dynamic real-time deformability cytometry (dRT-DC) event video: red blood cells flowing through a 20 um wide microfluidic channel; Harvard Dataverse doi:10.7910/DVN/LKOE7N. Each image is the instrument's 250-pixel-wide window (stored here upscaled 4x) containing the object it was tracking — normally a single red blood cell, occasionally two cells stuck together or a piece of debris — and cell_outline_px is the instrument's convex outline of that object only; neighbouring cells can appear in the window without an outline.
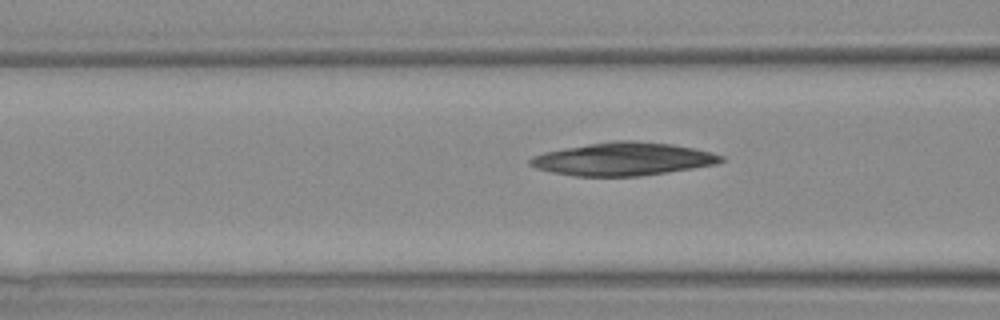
{"species": "Egyptian fruit bat (a non-hibernating species)", "species_latin": "Rousettus aegyptiacus", "temperature_condition": "warm", "stored_images_in_passage": 4, "segment_of_instrument_passage": [2, 2], "camera_frame_rate_fps": 3000, "um_per_image_px": 0.085, "animal": {"sex": "female"}, "frame": {"image": 1, "passage_image": 4, "time_ms": 3.667, "image_size_px": [1000, 320], "cell_outline_px": [[724, 160], [716, 164], [692, 168], [640, 176], [576, 176], [552, 172], [536, 168], [528, 164], [528, 160], [544, 152], [588, 144], [616, 140], [632, 140], [672, 144], [712, 152], [724, 156]], "centroid_in_image_um": [52.97, 13.51], "position_along_channel_um": 113.6, "area_um2": 36.41}}